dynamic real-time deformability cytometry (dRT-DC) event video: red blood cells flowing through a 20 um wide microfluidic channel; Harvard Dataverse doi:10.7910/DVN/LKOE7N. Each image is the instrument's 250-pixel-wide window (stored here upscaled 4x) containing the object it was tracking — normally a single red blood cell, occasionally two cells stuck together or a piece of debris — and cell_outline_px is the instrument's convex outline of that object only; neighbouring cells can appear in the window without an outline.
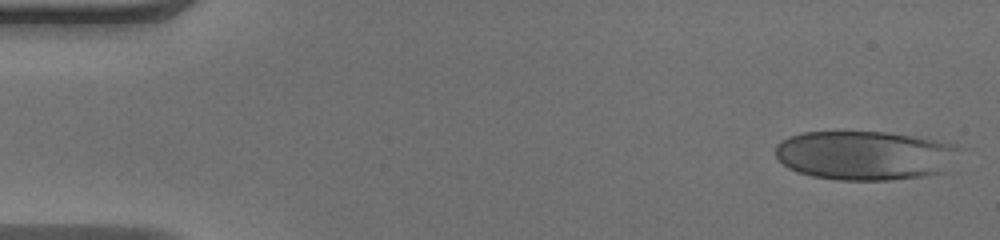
{"species": "human", "species_latin": "Homo sapiens", "temperature_condition": "warm", "stored_images_in_passage": 49, "camera_frame_rate_fps": 3000, "um_per_image_px": 0.085, "donor": {"sex": "male"}, "frame": {"image": 1, "passage_image": 1, "time_ms": 0.0, "image_size_px": [1000, 240], "cell_outline_px": [[960, 148], [944, 172], [928, 176], [892, 180], [840, 180], [812, 176], [796, 172], [788, 168], [776, 156], [776, 144], [780, 140], [788, 136], [804, 132], [884, 132], [912, 136], [952, 144]], "centroid_in_image_um": [73.46, 13.22], "position_along_channel_um": 11.5, "area_um2": 52.66}}
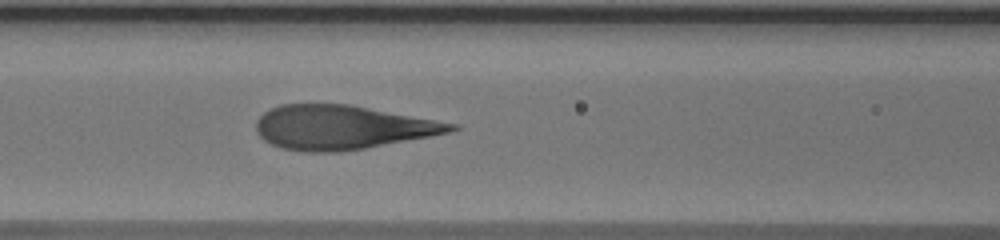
{"frame": {"image": 2, "passage_image": 20, "time_ms": 6.333, "image_size_px": [1000, 240], "cell_outline_px": [[460, 128], [448, 132], [428, 136], [364, 148], [336, 152], [308, 152], [280, 148], [264, 140], [256, 132], [256, 120], [264, 112], [280, 104], [348, 104], [460, 124]], "centroid_in_image_um": [29.04, 10.82], "position_along_channel_um": 137.6, "area_um2": 49.71}}
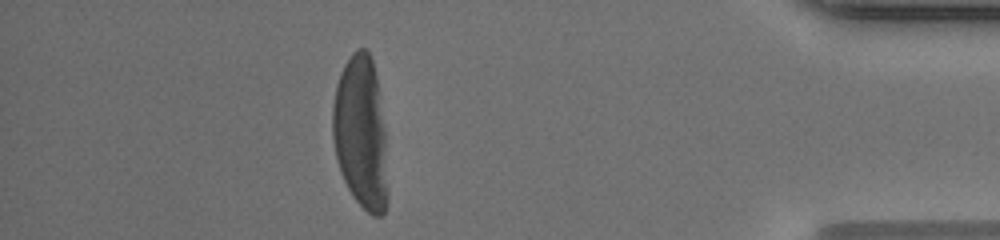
{"frame": {"image": 3, "passage_image": 43, "time_ms": 14.0, "image_size_px": [1000, 240], "cell_outline_px": [[388, 200], [384, 212], [380, 216], [372, 216], [352, 196], [340, 172], [336, 160], [332, 136], [332, 104], [336, 84], [340, 72], [344, 64], [352, 52], [356, 48], [364, 48], [368, 52], [372, 60], [380, 92], [384, 128], [388, 192]], "centroid_in_image_um": [30.66, 11.28], "position_along_channel_um": 404.5, "area_um2": 49.65}}